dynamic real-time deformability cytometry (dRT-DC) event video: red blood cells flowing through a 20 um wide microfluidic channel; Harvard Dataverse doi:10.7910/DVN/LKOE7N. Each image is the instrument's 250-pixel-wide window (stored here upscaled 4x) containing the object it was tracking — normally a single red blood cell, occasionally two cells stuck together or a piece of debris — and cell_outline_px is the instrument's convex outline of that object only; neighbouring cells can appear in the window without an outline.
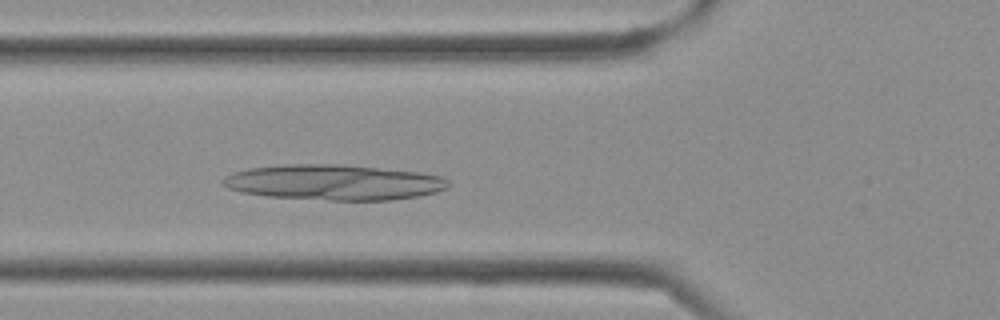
{"species": "Egyptian fruit bat (a non-hibernating species)", "species_latin": "Rousettus aegyptiacus", "temperature_condition": "cold", "stored_images_in_passage": 35, "camera_frame_rate_fps": 3000, "um_per_image_px": 0.085, "frame": {"image": 1, "passage_image": 11, "time_ms": 3.333, "image_size_px": [1000, 320], "cell_outline_px": [[448, 188], [436, 192], [420, 196], [388, 200], [332, 200], [268, 196], [240, 192], [228, 188], [220, 180], [224, 176], [232, 172], [248, 168], [284, 164], [344, 164], [420, 172], [444, 176], [448, 180]], "centroid_in_image_um": [28.38, 15.49], "position_along_channel_um": 97.4, "area_um2": 46.82}}
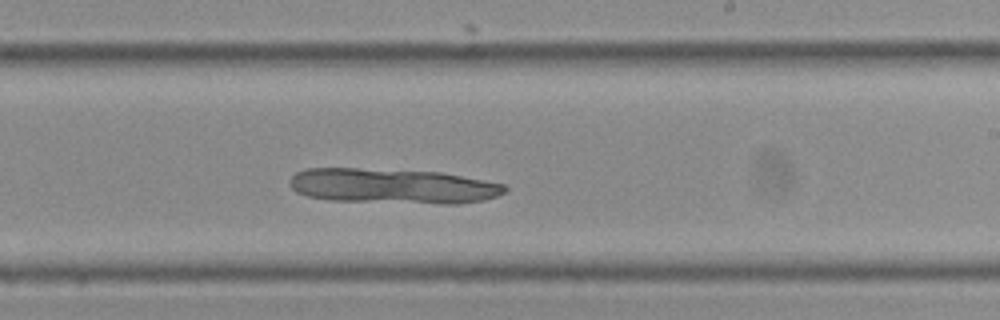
{"frame": {"image": 2, "passage_image": 20, "time_ms": 6.333, "image_size_px": [1000, 320], "cell_outline_px": [[508, 188], [504, 192], [496, 196], [484, 200], [460, 204], [440, 204], [328, 200], [308, 196], [296, 192], [288, 184], [288, 180], [296, 172], [304, 168], [356, 168], [440, 172], [504, 184]], "centroid_in_image_um": [33.33, 15.82], "position_along_channel_um": 255.7, "area_um2": 44.16}}
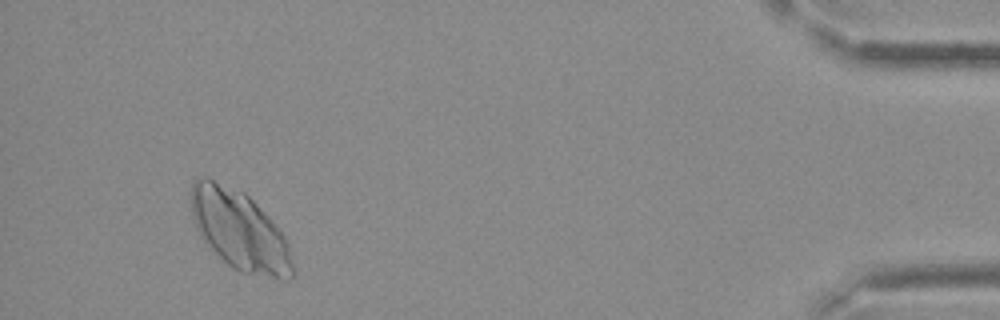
{"frame": {"image": 3, "passage_image": 33, "time_ms": 10.667, "image_size_px": [1000, 320], "cell_outline_px": [[292, 276], [288, 280], [280, 280], [240, 272], [232, 268], [204, 240], [196, 228], [192, 216], [192, 184], [196, 176], [208, 176], [244, 192], [272, 220], [284, 236], [288, 244], [292, 260]], "centroid_in_image_um": [20.36, 19.57], "position_along_channel_um": 414.8, "area_um2": 46.93}}